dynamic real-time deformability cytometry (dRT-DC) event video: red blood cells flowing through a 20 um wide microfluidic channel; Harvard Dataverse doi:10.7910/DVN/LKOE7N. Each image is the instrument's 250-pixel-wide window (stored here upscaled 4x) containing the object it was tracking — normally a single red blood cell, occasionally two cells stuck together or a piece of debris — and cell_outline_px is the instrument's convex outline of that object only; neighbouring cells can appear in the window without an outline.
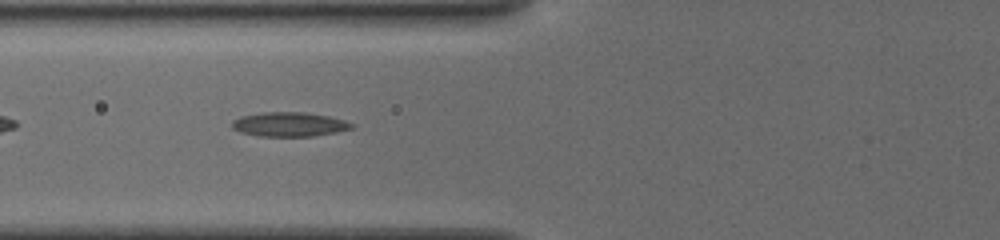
{"species": "common noctule bat (a hibernating species)", "species_latin": "Nyctalus noctula", "temperature_condition": "cold", "stored_images_in_passage": 19, "camera_frame_rate_fps": 3000, "um_per_image_px": 0.085, "animal": {"sex": "female", "body_mass_g": 19.5, "forearm_length_mm": 54.1}, "frame": {"image": 1, "passage_image": 14, "time_ms": 7.667, "image_size_px": [1000, 240], "cell_outline_px": [[356, 128], [336, 132], [312, 136], [256, 136], [240, 132], [232, 128], [232, 120], [240, 116], [264, 112], [304, 112], [328, 116], [344, 120], [352, 124]], "centroid_in_image_um": [24.57, 10.57], "position_along_channel_um": 101.2, "area_um2": 16.99}}
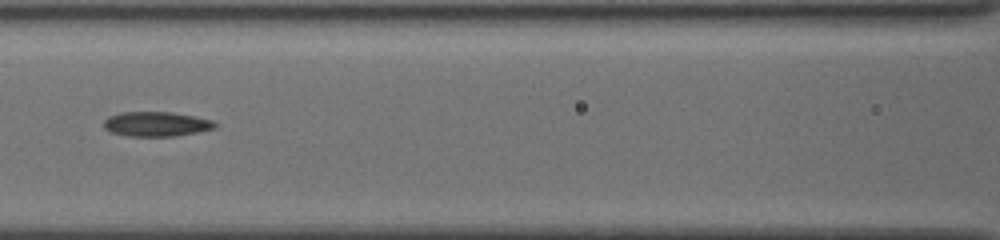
{"frame": {"image": 2, "passage_image": 16, "time_ms": 9.0, "image_size_px": [1000, 240], "cell_outline_px": [[216, 128], [196, 132], [172, 136], [128, 136], [112, 132], [104, 128], [104, 120], [108, 116], [120, 112], [172, 112], [196, 116], [212, 120], [216, 124]], "centroid_in_image_um": [13.27, 10.53], "position_along_channel_um": 153.3, "area_um2": 15.95}}
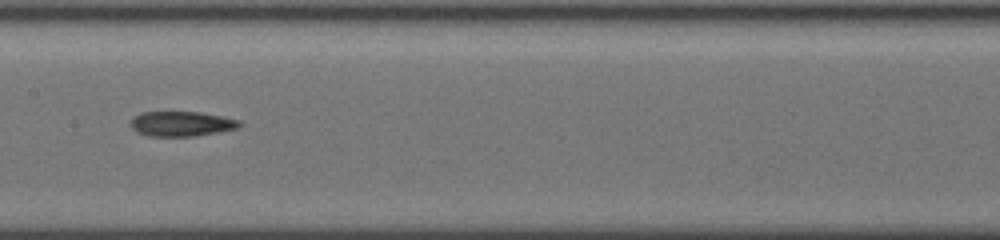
{"frame": {"image": 3, "passage_image": 18, "time_ms": 10.0, "image_size_px": [1000, 240], "cell_outline_px": [[244, 124], [240, 128], [192, 136], [148, 136], [132, 128], [132, 120], [140, 112], [200, 112], [240, 120]], "centroid_in_image_um": [15.49, 10.52], "position_along_channel_um": 191.9, "area_um2": 15.61}}